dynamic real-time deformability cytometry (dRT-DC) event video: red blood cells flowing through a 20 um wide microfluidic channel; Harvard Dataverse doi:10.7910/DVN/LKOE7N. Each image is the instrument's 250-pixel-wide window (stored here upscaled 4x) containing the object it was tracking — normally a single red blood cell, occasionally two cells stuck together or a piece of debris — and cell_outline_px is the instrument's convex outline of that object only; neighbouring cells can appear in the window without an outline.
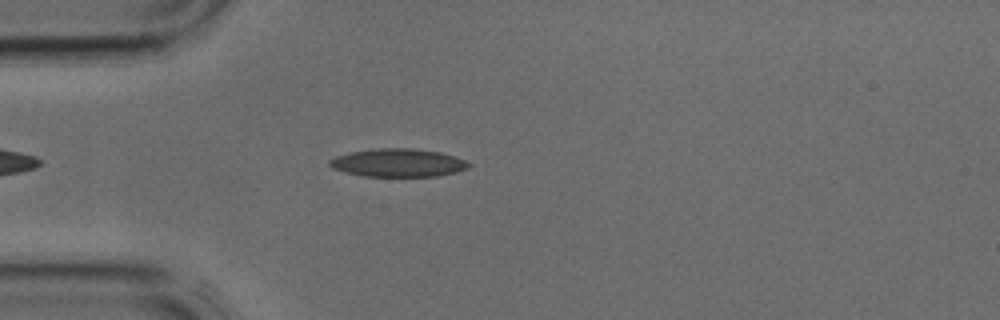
{"species": "common noctule bat (a hibernating species)", "species_latin": "Nyctalus noctula", "temperature_condition": "cold", "stored_images_in_passage": 3, "camera_frame_rate_fps": 3000, "um_per_image_px": 0.085, "animal": {"sex": "male", "body_mass_g": 17.9, "forearm_length_mm": 54.2}, "frame": {"image": 1, "passage_image": 3, "time_ms": 0.667, "image_size_px": [1000, 320], "cell_outline_px": [[472, 164], [468, 168], [456, 172], [440, 176], [364, 176], [344, 172], [332, 168], [328, 164], [328, 160], [336, 156], [348, 152], [376, 148], [416, 148], [440, 152], [456, 156]], "centroid_in_image_um": [33.83, 13.83], "position_along_channel_um": 51.2, "area_um2": 23.06}}